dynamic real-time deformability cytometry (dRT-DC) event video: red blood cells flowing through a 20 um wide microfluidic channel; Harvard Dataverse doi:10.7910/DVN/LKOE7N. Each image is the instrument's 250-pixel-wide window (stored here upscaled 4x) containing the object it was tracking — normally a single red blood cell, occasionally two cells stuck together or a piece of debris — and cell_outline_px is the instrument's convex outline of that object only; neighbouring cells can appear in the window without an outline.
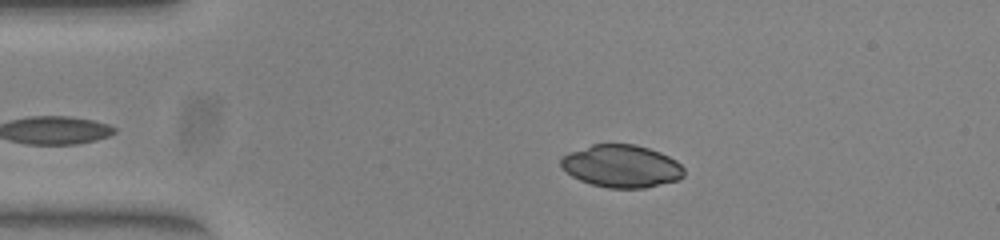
{"species": "common noctule bat (a hibernating species)", "species_latin": "Nyctalus noctula", "temperature_condition": "warm", "stored_images_in_passage": 43, "camera_frame_rate_fps": 3000, "um_per_image_px": 0.085, "animal": {"sex": "female", "body_mass_g": 23.0, "forearm_length_mm": 53.4}, "frame": {"image": 1, "passage_image": 9, "time_ms": 2.667, "image_size_px": [1000, 240], "cell_outline_px": [[684, 176], [680, 180], [644, 188], [608, 188], [592, 184], [580, 180], [572, 176], [560, 164], [560, 160], [568, 152], [592, 144], [636, 144], [660, 152], [676, 160], [684, 168]], "centroid_in_image_um": [52.85, 14.12], "position_along_channel_um": 32.1, "area_um2": 30.58}}